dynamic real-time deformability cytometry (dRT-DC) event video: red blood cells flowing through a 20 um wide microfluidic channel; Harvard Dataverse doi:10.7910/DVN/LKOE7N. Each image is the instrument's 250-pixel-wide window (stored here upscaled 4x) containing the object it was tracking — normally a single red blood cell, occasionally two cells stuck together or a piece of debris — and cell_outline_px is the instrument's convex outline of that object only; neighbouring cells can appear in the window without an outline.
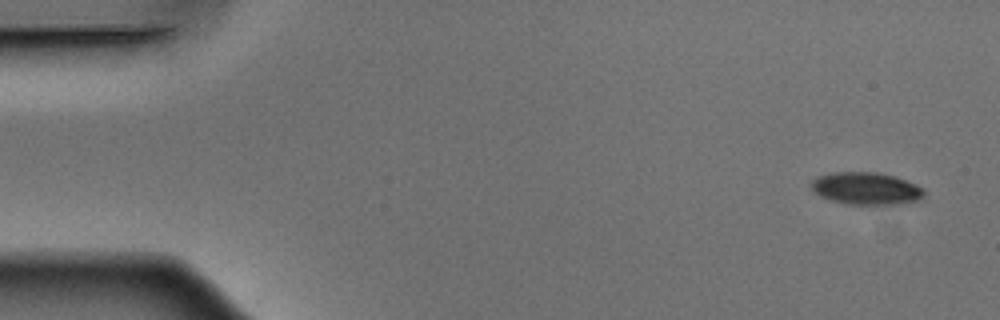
{"species": "Egyptian fruit bat (a non-hibernating species)", "species_latin": "Rousettus aegyptiacus", "temperature_condition": "warm", "stored_images_in_passage": 50, "camera_frame_rate_fps": 3000, "um_per_image_px": 0.085, "animal": {"sex": "male"}, "frame": {"image": 1, "passage_image": 1, "time_ms": 0.0, "image_size_px": [1000, 320], "cell_outline_px": [[924, 196], [920, 200], [900, 204], [848, 204], [832, 200], [820, 196], [808, 184], [812, 180], [820, 176], [832, 172], [876, 172], [892, 176], [916, 184], [924, 188]], "centroid_in_image_um": [73.63, 16.02], "position_along_channel_um": 11.4, "area_um2": 21.15}}
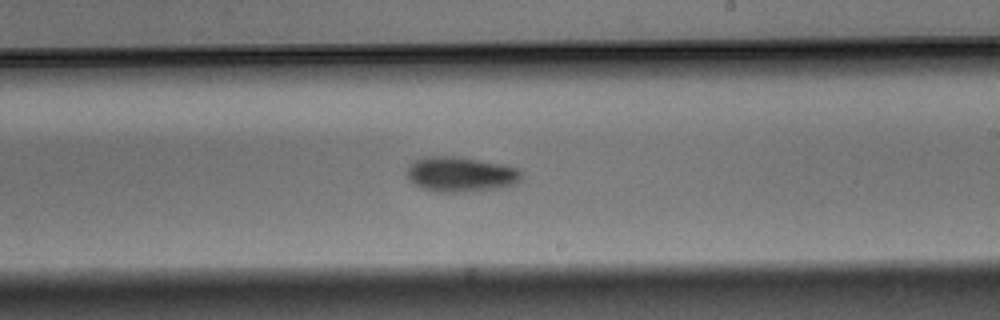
{"frame": {"image": 2, "passage_image": 29, "time_ms": 9.333, "image_size_px": [1000, 320], "cell_outline_px": [[524, 172], [520, 180], [516, 184], [496, 188], [472, 192], [436, 192], [420, 188], [412, 184], [408, 180], [408, 168], [416, 160], [432, 156], [452, 156], [504, 164], [520, 168]], "centroid_in_image_um": [39.2, 14.84], "position_along_channel_um": 249.8, "area_um2": 23.58}}
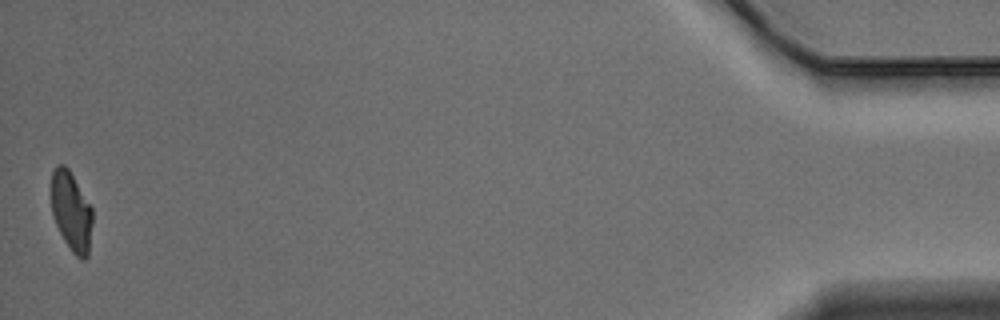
{"frame": {"image": 3, "passage_image": 50, "time_ms": 16.333, "image_size_px": [1000, 320], "cell_outline_px": [[92, 224], [88, 256], [84, 260], [80, 260], [72, 252], [64, 240], [56, 224], [52, 212], [52, 172], [56, 164], [64, 164], [68, 168], [92, 208]], "centroid_in_image_um": [6.07, 17.99], "position_along_channel_um": 429.1, "area_um2": 18.9}, "authors_computed_cell_mechanics": {"area_um2": 22.1374, "velocity_mm_per_s": 3.882, "shape_relaxation_time_tau1_ms": 3.6904, "shape_relaxation_time_tau2_ms": 6.7025, "deformation_change_tau1": 0.1421, "deformation_change_tau2": 0.1175}}